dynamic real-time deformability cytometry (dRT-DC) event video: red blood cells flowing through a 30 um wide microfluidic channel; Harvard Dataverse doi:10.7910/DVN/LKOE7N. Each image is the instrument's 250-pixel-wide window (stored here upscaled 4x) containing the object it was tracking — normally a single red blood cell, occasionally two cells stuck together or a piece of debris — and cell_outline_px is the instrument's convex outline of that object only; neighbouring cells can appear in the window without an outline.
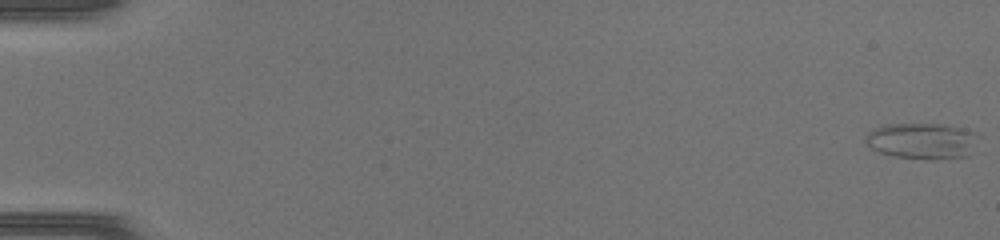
{"species": "common noctule bat (a hibernating species)", "species_latin": "Nyctalus noctula", "temperature_condition": "warm", "stored_images_in_passage": 13, "camera_frame_rate_fps": 3000, "um_per_image_px": 0.085, "animal": {"sex": "female", "body_mass_g": 17.0, "forearm_length_mm": 48.0}, "frame": {"image": 1, "passage_image": 1, "time_ms": 0.0, "image_size_px": [1000, 240], "cell_outline_px": [[968, 132], [964, 156], [896, 156], [880, 152], [872, 148], [868, 144], [868, 132], [876, 128], [896, 124], [936, 124], [956, 128]], "centroid_in_image_um": [78.09, 11.92], "position_along_channel_um": 6.9, "area_um2": 20.46}}